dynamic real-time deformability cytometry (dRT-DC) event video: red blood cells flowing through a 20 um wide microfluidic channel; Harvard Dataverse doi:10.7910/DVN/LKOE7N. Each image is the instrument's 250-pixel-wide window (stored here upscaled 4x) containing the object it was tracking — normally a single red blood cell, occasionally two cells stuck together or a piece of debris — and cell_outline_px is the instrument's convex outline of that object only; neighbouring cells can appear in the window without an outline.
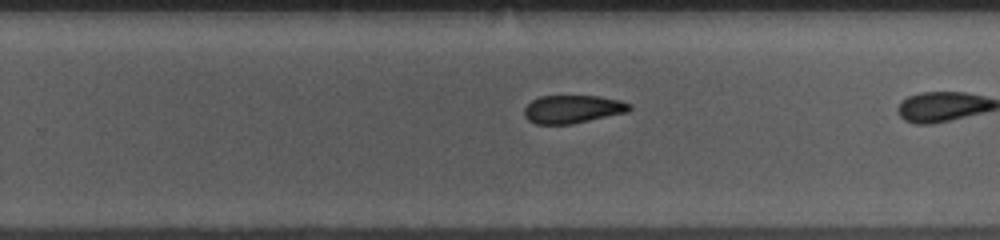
{"species": "common noctule bat (a hibernating species)", "species_latin": "Nyctalus noctula", "temperature_condition": "room temperature", "stored_images_in_passage": 27, "camera_frame_rate_fps": 3000, "um_per_image_px": 0.085, "animal": {"sex": "female", "body_mass_g": 10.0, "forearm_length_mm": 53.1}, "frame": {"image": 1, "passage_image": 20, "time_ms": 6.333, "image_size_px": [1000, 240], "cell_outline_px": [[632, 108], [628, 112], [572, 124], [536, 124], [528, 120], [524, 116], [524, 108], [532, 100], [540, 96], [600, 96], [620, 100], [632, 104]], "centroid_in_image_um": [48.69, 9.28], "position_along_channel_um": 281.1, "area_um2": 17.34}}
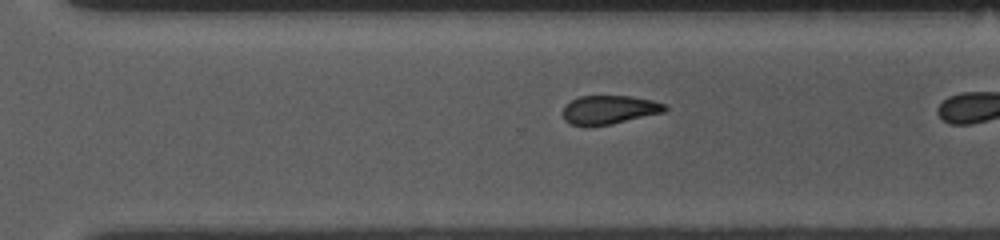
{"frame": {"image": 2, "passage_image": 23, "time_ms": 7.333, "image_size_px": [1000, 240], "cell_outline_px": [[668, 108], [664, 112], [612, 124], [568, 124], [564, 120], [564, 104], [580, 96], [632, 96], [652, 100], [664, 104]], "centroid_in_image_um": [51.8, 9.3], "position_along_channel_um": 318.8, "area_um2": 16.76}}